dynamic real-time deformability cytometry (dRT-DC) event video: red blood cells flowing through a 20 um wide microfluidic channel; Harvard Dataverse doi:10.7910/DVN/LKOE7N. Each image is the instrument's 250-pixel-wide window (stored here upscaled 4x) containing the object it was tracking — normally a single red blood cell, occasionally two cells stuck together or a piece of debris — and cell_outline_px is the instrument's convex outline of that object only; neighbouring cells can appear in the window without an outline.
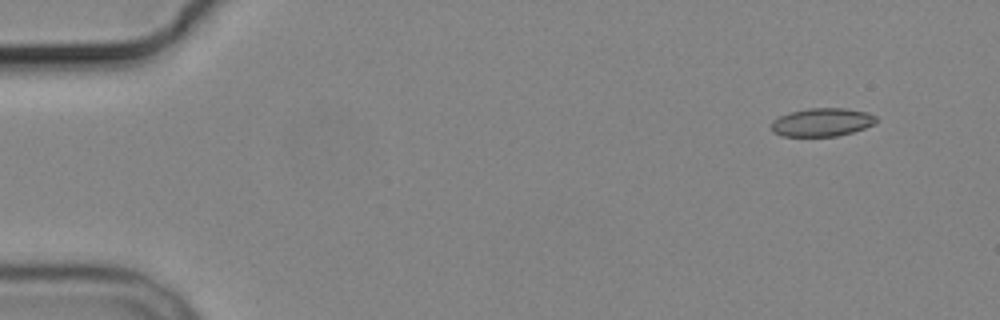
{"species": "common noctule bat (a hibernating species)", "species_latin": "Nyctalus noctula", "temperature_condition": "cold", "stored_images_in_passage": 4, "camera_frame_rate_fps": 3000, "um_per_image_px": 0.085, "animal": {"sex": "male", "body_mass_g": 19.2, "forearm_length_mm": 51.8}, "frame": {"image": 1, "passage_image": 1, "time_ms": 0.0, "image_size_px": [1000, 320], "cell_outline_px": [[876, 120], [872, 124], [864, 128], [852, 132], [836, 136], [780, 136], [772, 132], [772, 120], [788, 112], [808, 108], [844, 108], [868, 112], [876, 116]], "centroid_in_image_um": [69.83, 10.38], "position_along_channel_um": 15.2, "area_um2": 17.28}}
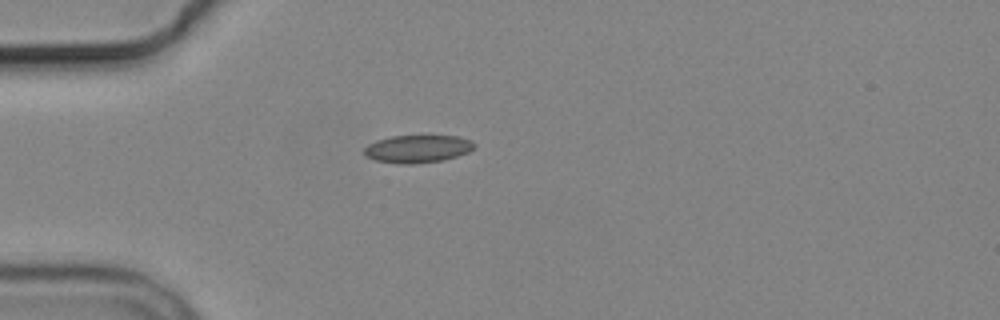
{"frame": {"image": 2, "passage_image": 4, "time_ms": 3.667, "image_size_px": [1000, 320], "cell_outline_px": [[476, 144], [468, 152], [444, 160], [412, 164], [404, 164], [376, 160], [364, 156], [364, 148], [368, 144], [376, 140], [392, 136], [460, 136], [472, 140]], "centroid_in_image_um": [35.49, 12.64], "position_along_channel_um": 49.5, "area_um2": 17.74}}